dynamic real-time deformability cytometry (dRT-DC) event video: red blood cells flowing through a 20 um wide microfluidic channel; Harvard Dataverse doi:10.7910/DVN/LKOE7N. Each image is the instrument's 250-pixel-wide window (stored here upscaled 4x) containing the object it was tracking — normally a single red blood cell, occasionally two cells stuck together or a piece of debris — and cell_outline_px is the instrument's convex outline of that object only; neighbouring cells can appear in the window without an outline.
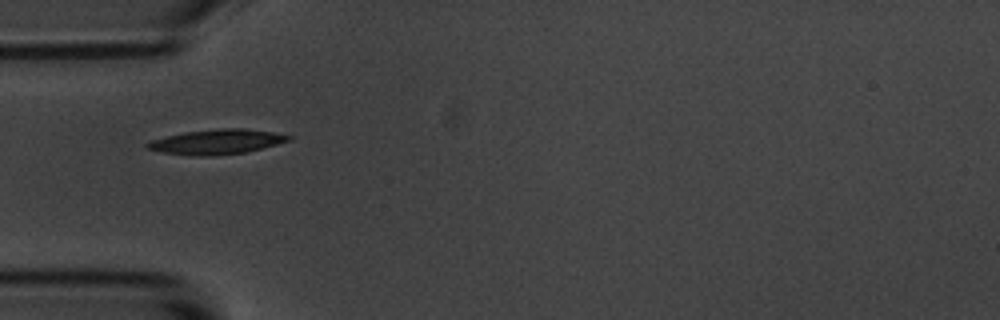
{"species": "common noctule bat (a hibernating species)", "species_latin": "Nyctalus noctula", "temperature_condition": "room temperature", "stored_images_in_passage": 11, "camera_frame_rate_fps": 3000, "um_per_image_px": 0.085, "animal": {"sex": "male", "body_mass_g": 20.1, "forearm_length_mm": 53.5}, "frame": {"image": 1, "passage_image": 1, "time_ms": 0.0, "image_size_px": [1000, 320], "cell_outline_px": [[292, 140], [244, 152], [208, 156], [192, 156], [164, 152], [148, 148], [144, 144], [152, 140], [184, 132], [220, 128], [244, 128], [272, 132], [292, 136]], "centroid_in_image_um": [18.43, 12.04], "position_along_channel_um": 66.6, "area_um2": 20.11}}
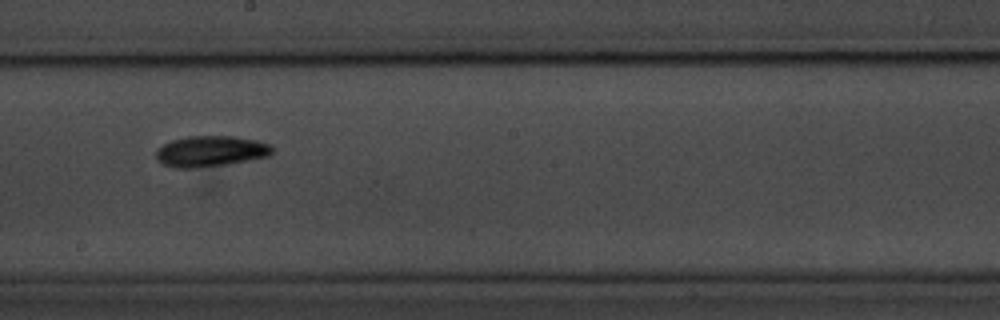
{"frame": {"image": 2, "passage_image": 5, "time_ms": 4.667, "image_size_px": [1000, 320], "cell_outline_px": [[272, 152], [268, 156], [228, 164], [196, 168], [172, 168], [164, 164], [156, 156], [156, 148], [172, 140], [188, 136], [232, 136], [256, 140], [272, 144]], "centroid_in_image_um": [17.9, 12.85], "position_along_channel_um": 230.3, "area_um2": 20.87}}
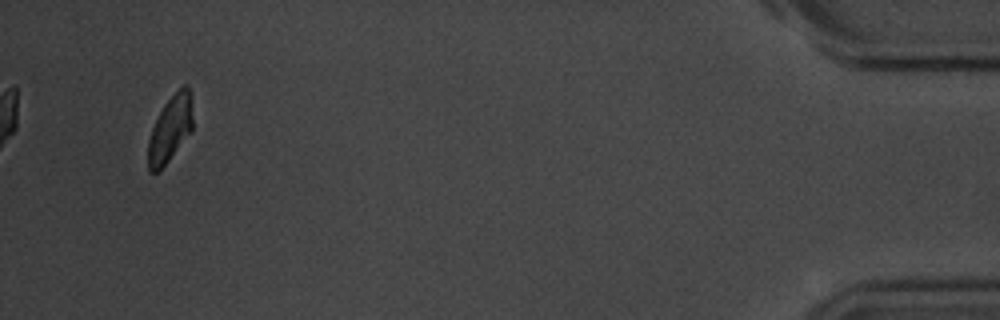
{"frame": {"image": 3, "passage_image": 11, "time_ms": 12.333, "image_size_px": [1000, 320], "cell_outline_px": [[192, 132], [168, 160], [156, 172], [148, 172], [148, 140], [152, 128], [164, 104], [184, 84], [188, 84], [192, 96]], "centroid_in_image_um": [14.49, 10.92], "position_along_channel_um": 420.7, "area_um2": 17.11}, "authors_computed_cell_mechanics": {"area_um2": 19.074, "velocity_mm_per_s": 3.5014, "shape_relaxation_time_tau1_ms": 2.5908, "shape_relaxation_time_tau2_ms": 3.786, "deformation_change_tau1": 0.1039, "deformation_change_tau2": 0.0768}}